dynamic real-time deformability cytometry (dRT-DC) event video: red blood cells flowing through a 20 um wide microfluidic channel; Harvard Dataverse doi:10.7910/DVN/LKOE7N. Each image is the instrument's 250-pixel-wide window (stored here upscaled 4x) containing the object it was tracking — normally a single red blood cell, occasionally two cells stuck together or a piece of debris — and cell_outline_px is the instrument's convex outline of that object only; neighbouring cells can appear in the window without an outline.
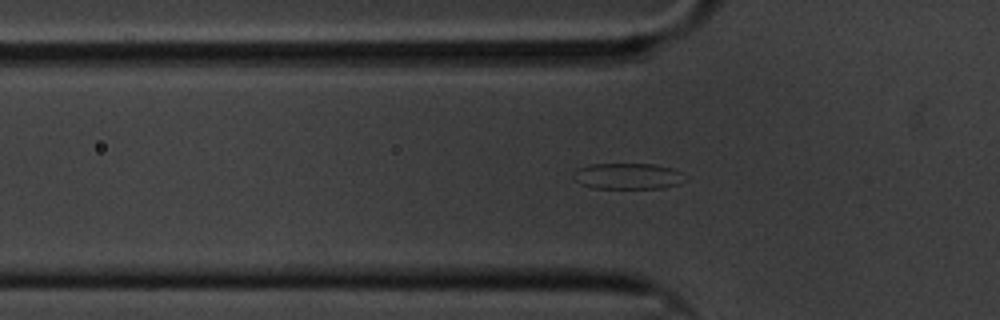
{"species": "common noctule bat (a hibernating species)", "species_latin": "Nyctalus noctula", "temperature_condition": "cold", "stored_images_in_passage": 50, "camera_frame_rate_fps": 3000, "um_per_image_px": 0.085, "animal": {"sex": "male", "body_mass_g": 20.1, "forearm_length_mm": 53.5}, "frame": {"image": 1, "passage_image": 8, "time_ms": 2.333, "image_size_px": [1000, 320], "cell_outline_px": [[688, 180], [680, 184], [660, 188], [592, 188], [580, 184], [576, 180], [572, 172], [576, 168], [588, 164], [656, 164], [672, 168], [680, 172]], "centroid_in_image_um": [53.36, 14.97], "position_along_channel_um": 72.4, "area_um2": 17.17}}
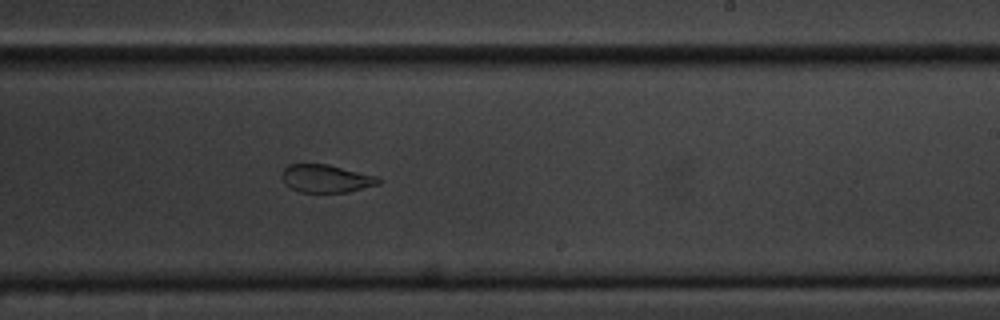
{"frame": {"image": 2, "passage_image": 25, "time_ms": 8.0, "image_size_px": [1000, 320], "cell_outline_px": [[384, 180], [380, 184], [348, 192], [300, 192], [284, 184], [284, 168], [288, 164], [328, 164], [376, 176]], "centroid_in_image_um": [27.77, 15.18], "position_along_channel_um": 261.2, "area_um2": 15.61}}
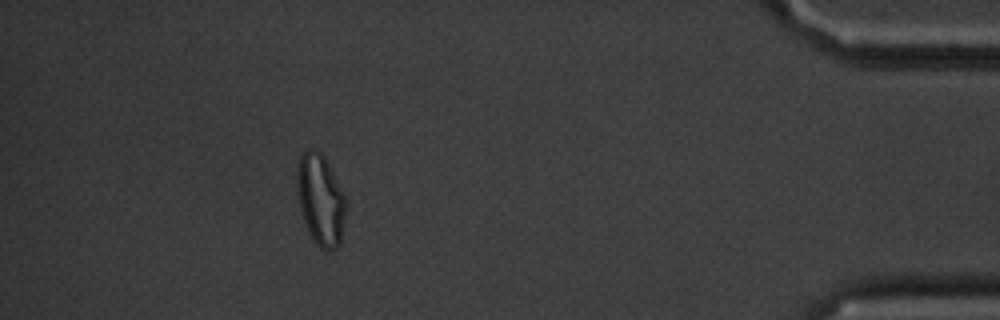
{"frame": {"image": 3, "passage_image": 43, "time_ms": 14.0, "image_size_px": [1000, 320], "cell_outline_px": [[344, 216], [340, 244], [336, 248], [328, 252], [324, 252], [316, 244], [304, 220], [300, 208], [296, 184], [296, 172], [300, 156], [308, 148], [320, 152], [324, 156], [344, 196]], "centroid_in_image_um": [27.22, 16.99], "position_along_channel_um": 408.0, "area_um2": 25.37}, "authors_computed_cell_mechanics": {"area_um2": 17.6001, "velocity_mm_per_s": 3.325, "shape_relaxation_time_tau1_ms": 6.8733, "shape_relaxation_time_tau2_ms": 1.6912, "deformation_change_tau1": 0.1524, "deformation_change_tau2": 0.0864}}